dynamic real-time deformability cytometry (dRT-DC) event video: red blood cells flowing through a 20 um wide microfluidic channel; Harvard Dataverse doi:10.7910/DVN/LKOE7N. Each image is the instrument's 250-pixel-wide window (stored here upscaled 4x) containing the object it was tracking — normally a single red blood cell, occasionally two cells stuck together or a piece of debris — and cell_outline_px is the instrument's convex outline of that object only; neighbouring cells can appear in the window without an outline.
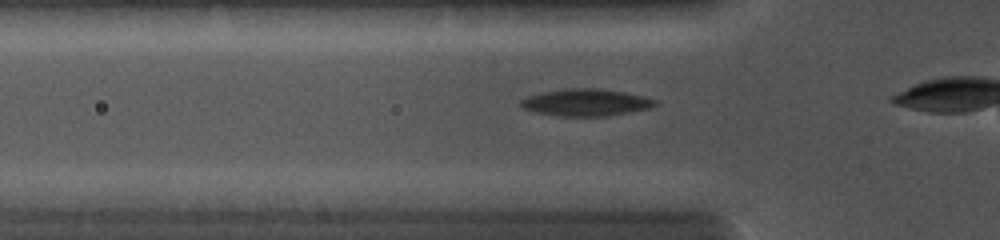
{"species": "common noctule bat (a hibernating species)", "species_latin": "Nyctalus noctula", "temperature_condition": "cold", "stored_images_in_passage": 6, "camera_frame_rate_fps": 5000, "um_per_image_px": 0.085, "animal": {"sex": "female", "body_mass_g": 19.0, "forearm_length_mm": 56.7}, "frame": {"image": 1, "passage_image": 3, "time_ms": 1.0, "image_size_px": [1000, 240], "cell_outline_px": [[660, 104], [648, 108], [628, 112], [604, 116], [556, 116], [536, 112], [524, 108], [520, 104], [520, 100], [528, 96], [544, 92], [564, 88], [596, 88], [624, 92], [656, 100]], "centroid_in_image_um": [49.78, 8.71], "position_along_channel_um": 76.0, "area_um2": 20.92}}